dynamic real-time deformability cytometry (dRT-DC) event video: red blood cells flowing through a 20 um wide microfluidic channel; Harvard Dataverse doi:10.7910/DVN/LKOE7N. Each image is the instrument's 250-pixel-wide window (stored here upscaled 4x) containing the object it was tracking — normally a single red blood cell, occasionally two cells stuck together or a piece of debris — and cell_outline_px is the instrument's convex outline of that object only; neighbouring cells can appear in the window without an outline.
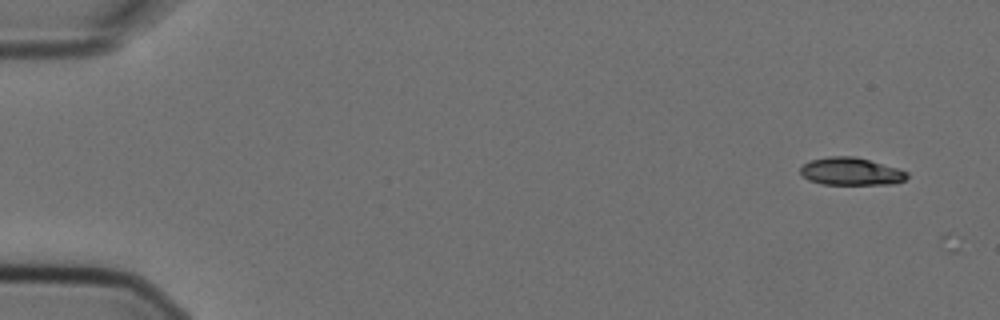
{"species": "Egyptian fruit bat (a non-hibernating species)", "species_latin": "Rousettus aegyptiacus", "temperature_condition": "cold", "stored_images_in_passage": 2, "camera_frame_rate_fps": 3000, "um_per_image_px": 0.085, "animal": {"sex": "female"}, "frame": {"image": 1, "passage_image": 1, "time_ms": 0.0, "image_size_px": [1000, 320], "cell_outline_px": [[908, 176], [904, 180], [892, 184], [824, 184], [808, 180], [800, 172], [800, 168], [808, 160], [828, 156], [856, 156], [896, 168], [908, 172]], "centroid_in_image_um": [72.3, 14.56], "position_along_channel_um": 12.7, "area_um2": 17.11}}